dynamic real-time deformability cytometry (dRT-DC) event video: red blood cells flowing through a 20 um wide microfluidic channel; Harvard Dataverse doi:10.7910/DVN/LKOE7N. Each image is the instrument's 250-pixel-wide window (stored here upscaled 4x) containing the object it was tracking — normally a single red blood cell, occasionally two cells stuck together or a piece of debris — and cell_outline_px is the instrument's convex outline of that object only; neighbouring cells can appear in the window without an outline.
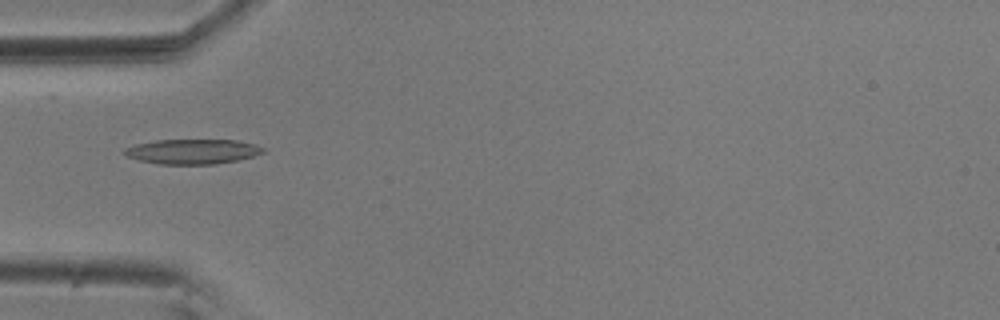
{"species": "common noctule bat (a hibernating species)", "species_latin": "Nyctalus noctula", "temperature_condition": "room temperature", "stored_images_in_passage": 4, "camera_frame_rate_fps": 3000, "um_per_image_px": 0.085, "animal": {"sex": "male", "body_mass_g": 20.5, "forearm_length_mm": 52.5}, "frame": {"image": 1, "passage_image": 1, "time_ms": 0.0, "image_size_px": [1000, 320], "cell_outline_px": [[264, 152], [252, 156], [236, 160], [216, 164], [160, 164], [140, 160], [128, 156], [124, 152], [124, 148], [136, 144], [156, 140], [236, 140], [252, 144], [264, 148]], "centroid_in_image_um": [16.34, 12.88], "position_along_channel_um": 68.7, "area_um2": 19.77}}
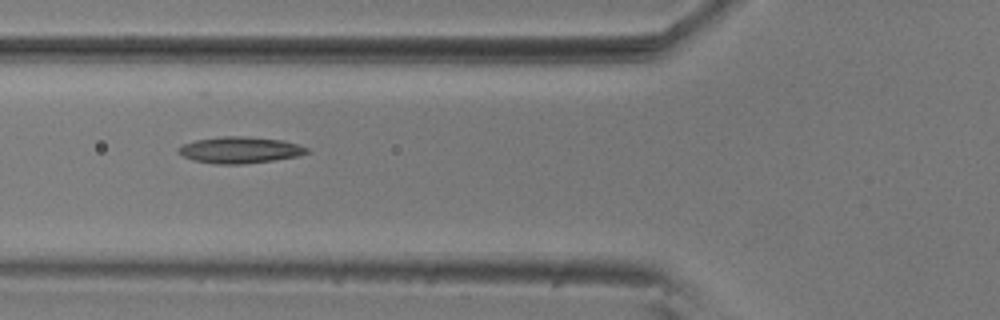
{"frame": {"image": 2, "passage_image": 4, "time_ms": 1.0, "image_size_px": [1000, 320], "cell_outline_px": [[308, 152], [296, 156], [272, 160], [240, 164], [212, 164], [192, 160], [176, 152], [176, 148], [184, 144], [196, 140], [224, 136], [244, 136], [284, 140], [308, 148]], "centroid_in_image_um": [20.33, 12.75], "position_along_channel_um": 105.5, "area_um2": 19.65}}